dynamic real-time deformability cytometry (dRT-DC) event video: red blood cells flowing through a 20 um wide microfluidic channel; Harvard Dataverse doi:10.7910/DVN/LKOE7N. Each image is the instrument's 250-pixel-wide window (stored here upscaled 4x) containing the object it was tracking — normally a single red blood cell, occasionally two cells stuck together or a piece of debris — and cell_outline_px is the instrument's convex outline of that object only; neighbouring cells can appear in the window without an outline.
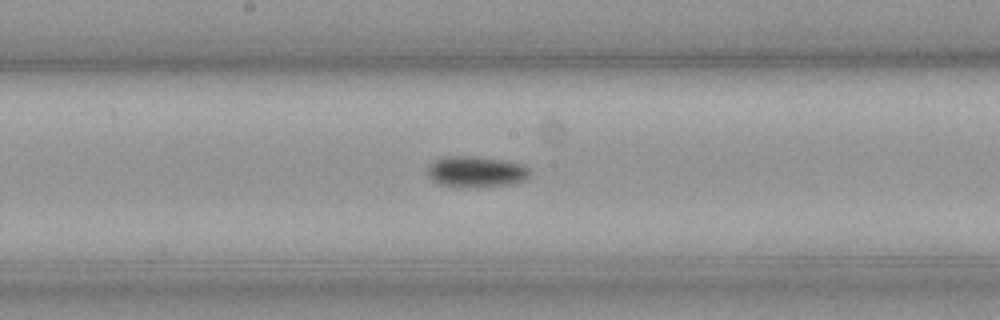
{"species": "common noctule bat (a hibernating species)", "species_latin": "Nyctalus noctula", "temperature_condition": "cold", "stored_images_in_passage": 41, "camera_frame_rate_fps": 3000, "um_per_image_px": 0.085, "animal": {"sex": "male", "body_mass_g": 23.1, "forearm_length_mm": 52.7}, "frame": {"image": 1, "passage_image": 12, "time_ms": 3.667, "image_size_px": [1000, 320], "cell_outline_px": [[532, 172], [528, 180], [512, 184], [476, 188], [452, 188], [440, 184], [432, 180], [428, 176], [428, 168], [436, 160], [444, 156], [476, 156], [504, 160], [524, 164], [532, 168]], "centroid_in_image_um": [40.55, 14.62], "position_along_channel_um": 207.7, "area_um2": 19.25}}